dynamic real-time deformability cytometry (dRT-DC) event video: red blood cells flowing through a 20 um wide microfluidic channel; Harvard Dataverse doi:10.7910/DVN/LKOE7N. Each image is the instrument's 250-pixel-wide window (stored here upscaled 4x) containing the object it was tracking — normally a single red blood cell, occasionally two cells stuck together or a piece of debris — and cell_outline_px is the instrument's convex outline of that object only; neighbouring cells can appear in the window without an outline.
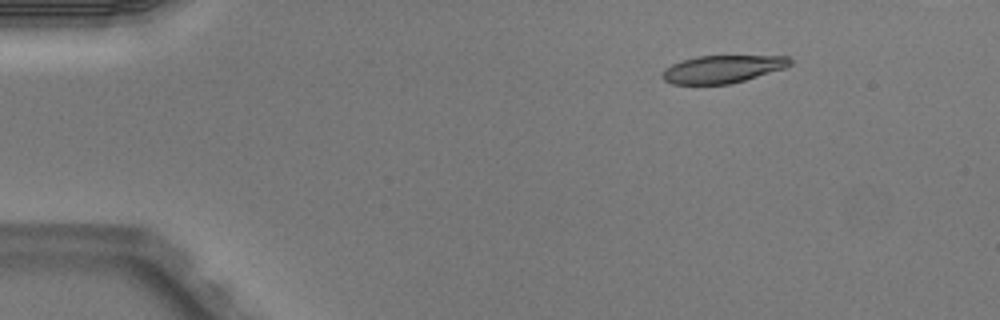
{"species": "Egyptian fruit bat (a non-hibernating species)", "species_latin": "Rousettus aegyptiacus", "temperature_condition": "warm", "stored_images_in_passage": 5, "segment_of_instrument_passage": [1, 2], "camera_frame_rate_fps": 3000, "um_per_image_px": 0.085, "animal": {"sex": "male"}, "frame": {"image": 1, "passage_image": 2, "time_ms": 0.333, "image_size_px": [1000, 320], "cell_outline_px": [[792, 64], [784, 68], [744, 80], [728, 84], [672, 84], [664, 80], [664, 68], [680, 60], [696, 56], [788, 56], [792, 60]], "centroid_in_image_um": [61.4, 5.86], "position_along_channel_um": 23.6, "area_um2": 20.4}}